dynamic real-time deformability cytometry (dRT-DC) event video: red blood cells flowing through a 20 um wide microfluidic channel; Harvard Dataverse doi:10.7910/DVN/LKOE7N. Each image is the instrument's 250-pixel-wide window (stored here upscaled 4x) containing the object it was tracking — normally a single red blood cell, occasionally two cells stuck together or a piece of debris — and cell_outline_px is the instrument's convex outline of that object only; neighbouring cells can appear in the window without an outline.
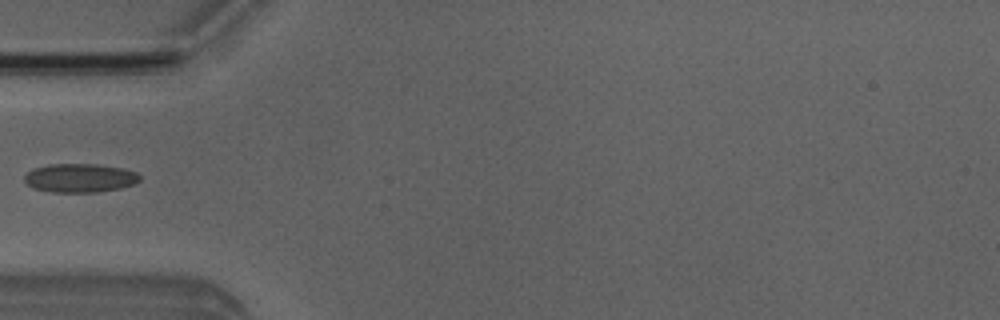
{"species": "Egyptian fruit bat (a non-hibernating species)", "species_latin": "Rousettus aegyptiacus", "temperature_condition": "room temperature", "stored_images_in_passage": 4, "camera_frame_rate_fps": 3000, "um_per_image_px": 0.085, "animal": {"sex": "male"}, "frame": {"image": 1, "passage_image": 3, "time_ms": 2.333, "image_size_px": [1000, 320], "cell_outline_px": [[140, 180], [136, 184], [120, 188], [100, 192], [52, 192], [32, 188], [24, 180], [24, 176], [28, 172], [36, 168], [48, 164], [96, 164], [124, 168], [136, 172], [140, 176]], "centroid_in_image_um": [6.82, 15.13], "position_along_channel_um": 78.2, "area_um2": 19.42}}